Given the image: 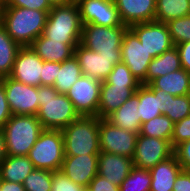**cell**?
I'll use <instances>...</instances> for the list:
<instances>
[{"label":"cell","mask_w":190,"mask_h":191,"mask_svg":"<svg viewBox=\"0 0 190 191\" xmlns=\"http://www.w3.org/2000/svg\"><path fill=\"white\" fill-rule=\"evenodd\" d=\"M49 11L24 7H4L0 23L21 47L30 46L43 34Z\"/></svg>","instance_id":"6da1fadb"},{"label":"cell","mask_w":190,"mask_h":191,"mask_svg":"<svg viewBox=\"0 0 190 191\" xmlns=\"http://www.w3.org/2000/svg\"><path fill=\"white\" fill-rule=\"evenodd\" d=\"M39 111L37 119L43 129L63 130L80 115L66 94L58 93L53 86L38 87Z\"/></svg>","instance_id":"7a4b0ae2"},{"label":"cell","mask_w":190,"mask_h":191,"mask_svg":"<svg viewBox=\"0 0 190 191\" xmlns=\"http://www.w3.org/2000/svg\"><path fill=\"white\" fill-rule=\"evenodd\" d=\"M99 120L97 116H79L61 130L65 156L100 154Z\"/></svg>","instance_id":"3957f363"},{"label":"cell","mask_w":190,"mask_h":191,"mask_svg":"<svg viewBox=\"0 0 190 191\" xmlns=\"http://www.w3.org/2000/svg\"><path fill=\"white\" fill-rule=\"evenodd\" d=\"M43 130L36 115H12L3 127L7 155L28 156Z\"/></svg>","instance_id":"277c9868"},{"label":"cell","mask_w":190,"mask_h":191,"mask_svg":"<svg viewBox=\"0 0 190 191\" xmlns=\"http://www.w3.org/2000/svg\"><path fill=\"white\" fill-rule=\"evenodd\" d=\"M83 24L77 4L52 6L49 11L43 35L68 45H78Z\"/></svg>","instance_id":"5b68a950"},{"label":"cell","mask_w":190,"mask_h":191,"mask_svg":"<svg viewBox=\"0 0 190 191\" xmlns=\"http://www.w3.org/2000/svg\"><path fill=\"white\" fill-rule=\"evenodd\" d=\"M64 156L62 131L52 129H44L40 133L28 154L34 168L53 172L61 169Z\"/></svg>","instance_id":"8992f818"},{"label":"cell","mask_w":190,"mask_h":191,"mask_svg":"<svg viewBox=\"0 0 190 191\" xmlns=\"http://www.w3.org/2000/svg\"><path fill=\"white\" fill-rule=\"evenodd\" d=\"M128 28L124 24L115 27L83 24L80 44L102 55L121 54L123 36Z\"/></svg>","instance_id":"52a82bcc"},{"label":"cell","mask_w":190,"mask_h":191,"mask_svg":"<svg viewBox=\"0 0 190 191\" xmlns=\"http://www.w3.org/2000/svg\"><path fill=\"white\" fill-rule=\"evenodd\" d=\"M12 115H37L39 111L38 87L17 82L10 77L0 79Z\"/></svg>","instance_id":"ba28073f"},{"label":"cell","mask_w":190,"mask_h":191,"mask_svg":"<svg viewBox=\"0 0 190 191\" xmlns=\"http://www.w3.org/2000/svg\"><path fill=\"white\" fill-rule=\"evenodd\" d=\"M137 133L118 128L106 118L99 120L100 151L133 158Z\"/></svg>","instance_id":"9c48e42d"},{"label":"cell","mask_w":190,"mask_h":191,"mask_svg":"<svg viewBox=\"0 0 190 191\" xmlns=\"http://www.w3.org/2000/svg\"><path fill=\"white\" fill-rule=\"evenodd\" d=\"M101 81L82 75L66 92L80 116H97Z\"/></svg>","instance_id":"30bf717a"},{"label":"cell","mask_w":190,"mask_h":191,"mask_svg":"<svg viewBox=\"0 0 190 191\" xmlns=\"http://www.w3.org/2000/svg\"><path fill=\"white\" fill-rule=\"evenodd\" d=\"M174 154V149L168 140L146 137L138 134L133 165L138 168L151 169Z\"/></svg>","instance_id":"8fae6325"},{"label":"cell","mask_w":190,"mask_h":191,"mask_svg":"<svg viewBox=\"0 0 190 191\" xmlns=\"http://www.w3.org/2000/svg\"><path fill=\"white\" fill-rule=\"evenodd\" d=\"M74 56L78 60L83 75L101 82L106 80L116 64L122 62L121 54L102 55L87 49L80 43L74 49Z\"/></svg>","instance_id":"7c38bea8"},{"label":"cell","mask_w":190,"mask_h":191,"mask_svg":"<svg viewBox=\"0 0 190 191\" xmlns=\"http://www.w3.org/2000/svg\"><path fill=\"white\" fill-rule=\"evenodd\" d=\"M129 28L153 58L174 47L166 23L157 21L137 23Z\"/></svg>","instance_id":"4fadbf2b"},{"label":"cell","mask_w":190,"mask_h":191,"mask_svg":"<svg viewBox=\"0 0 190 191\" xmlns=\"http://www.w3.org/2000/svg\"><path fill=\"white\" fill-rule=\"evenodd\" d=\"M121 55L122 63L126 64L131 74L142 82L146 78L148 65L153 60V57L130 28L124 33Z\"/></svg>","instance_id":"5bb4252c"},{"label":"cell","mask_w":190,"mask_h":191,"mask_svg":"<svg viewBox=\"0 0 190 191\" xmlns=\"http://www.w3.org/2000/svg\"><path fill=\"white\" fill-rule=\"evenodd\" d=\"M77 6L82 24L106 27L122 24L114 0H82Z\"/></svg>","instance_id":"9a60e30c"},{"label":"cell","mask_w":190,"mask_h":191,"mask_svg":"<svg viewBox=\"0 0 190 191\" xmlns=\"http://www.w3.org/2000/svg\"><path fill=\"white\" fill-rule=\"evenodd\" d=\"M43 60L30 46L21 47L9 75L13 80L26 85L41 86Z\"/></svg>","instance_id":"2e32d148"},{"label":"cell","mask_w":190,"mask_h":191,"mask_svg":"<svg viewBox=\"0 0 190 191\" xmlns=\"http://www.w3.org/2000/svg\"><path fill=\"white\" fill-rule=\"evenodd\" d=\"M98 157L99 154L64 156L60 171L75 184L87 188L98 174Z\"/></svg>","instance_id":"e0dca14e"},{"label":"cell","mask_w":190,"mask_h":191,"mask_svg":"<svg viewBox=\"0 0 190 191\" xmlns=\"http://www.w3.org/2000/svg\"><path fill=\"white\" fill-rule=\"evenodd\" d=\"M122 24L155 21L156 0H114Z\"/></svg>","instance_id":"ac0fdd59"},{"label":"cell","mask_w":190,"mask_h":191,"mask_svg":"<svg viewBox=\"0 0 190 191\" xmlns=\"http://www.w3.org/2000/svg\"><path fill=\"white\" fill-rule=\"evenodd\" d=\"M139 86L140 85H111L106 81H102L97 117L107 118L125 101L131 98Z\"/></svg>","instance_id":"d6986e66"},{"label":"cell","mask_w":190,"mask_h":191,"mask_svg":"<svg viewBox=\"0 0 190 191\" xmlns=\"http://www.w3.org/2000/svg\"><path fill=\"white\" fill-rule=\"evenodd\" d=\"M130 157L101 151L98 157V175L117 186L127 178L133 167Z\"/></svg>","instance_id":"ffe728a7"},{"label":"cell","mask_w":190,"mask_h":191,"mask_svg":"<svg viewBox=\"0 0 190 191\" xmlns=\"http://www.w3.org/2000/svg\"><path fill=\"white\" fill-rule=\"evenodd\" d=\"M175 154L149 169L152 177L150 191H173L178 174L182 171Z\"/></svg>","instance_id":"44dd1931"},{"label":"cell","mask_w":190,"mask_h":191,"mask_svg":"<svg viewBox=\"0 0 190 191\" xmlns=\"http://www.w3.org/2000/svg\"><path fill=\"white\" fill-rule=\"evenodd\" d=\"M77 45H68L45 37L43 34L33 41L30 47L43 60L59 62L70 59Z\"/></svg>","instance_id":"7402d4cb"},{"label":"cell","mask_w":190,"mask_h":191,"mask_svg":"<svg viewBox=\"0 0 190 191\" xmlns=\"http://www.w3.org/2000/svg\"><path fill=\"white\" fill-rule=\"evenodd\" d=\"M139 97L134 93L116 111L106 119L118 128L139 134L141 121L139 116Z\"/></svg>","instance_id":"603a6c76"},{"label":"cell","mask_w":190,"mask_h":191,"mask_svg":"<svg viewBox=\"0 0 190 191\" xmlns=\"http://www.w3.org/2000/svg\"><path fill=\"white\" fill-rule=\"evenodd\" d=\"M147 86L150 89H161L173 96H183L190 91V73L181 68L152 80Z\"/></svg>","instance_id":"cb8c5ba5"},{"label":"cell","mask_w":190,"mask_h":191,"mask_svg":"<svg viewBox=\"0 0 190 191\" xmlns=\"http://www.w3.org/2000/svg\"><path fill=\"white\" fill-rule=\"evenodd\" d=\"M181 68L180 55L176 46H174L170 50L153 58L148 65L146 78L141 82V84L147 85L155 78L164 76Z\"/></svg>","instance_id":"d4e9b609"},{"label":"cell","mask_w":190,"mask_h":191,"mask_svg":"<svg viewBox=\"0 0 190 191\" xmlns=\"http://www.w3.org/2000/svg\"><path fill=\"white\" fill-rule=\"evenodd\" d=\"M34 170L33 163L28 156H9L0 163L1 180L23 183Z\"/></svg>","instance_id":"484cf974"},{"label":"cell","mask_w":190,"mask_h":191,"mask_svg":"<svg viewBox=\"0 0 190 191\" xmlns=\"http://www.w3.org/2000/svg\"><path fill=\"white\" fill-rule=\"evenodd\" d=\"M135 94L139 97L138 109L141 124L162 115L158 108L159 89H150L147 85L141 84Z\"/></svg>","instance_id":"4316f807"},{"label":"cell","mask_w":190,"mask_h":191,"mask_svg":"<svg viewBox=\"0 0 190 191\" xmlns=\"http://www.w3.org/2000/svg\"><path fill=\"white\" fill-rule=\"evenodd\" d=\"M190 15V0H156L155 21L167 23Z\"/></svg>","instance_id":"83f0119b"},{"label":"cell","mask_w":190,"mask_h":191,"mask_svg":"<svg viewBox=\"0 0 190 191\" xmlns=\"http://www.w3.org/2000/svg\"><path fill=\"white\" fill-rule=\"evenodd\" d=\"M20 48L0 23V79L9 77Z\"/></svg>","instance_id":"f1b7e54d"},{"label":"cell","mask_w":190,"mask_h":191,"mask_svg":"<svg viewBox=\"0 0 190 191\" xmlns=\"http://www.w3.org/2000/svg\"><path fill=\"white\" fill-rule=\"evenodd\" d=\"M81 67L77 58L73 55L61 63L53 87L58 93L66 94L71 86L82 76Z\"/></svg>","instance_id":"f546056e"},{"label":"cell","mask_w":190,"mask_h":191,"mask_svg":"<svg viewBox=\"0 0 190 191\" xmlns=\"http://www.w3.org/2000/svg\"><path fill=\"white\" fill-rule=\"evenodd\" d=\"M174 122L166 115H159L141 124L139 134L146 137L161 138L171 143Z\"/></svg>","instance_id":"4dcf8cb0"},{"label":"cell","mask_w":190,"mask_h":191,"mask_svg":"<svg viewBox=\"0 0 190 191\" xmlns=\"http://www.w3.org/2000/svg\"><path fill=\"white\" fill-rule=\"evenodd\" d=\"M152 177L149 169L133 166L130 174L120 184V191H150Z\"/></svg>","instance_id":"1f68e13d"},{"label":"cell","mask_w":190,"mask_h":191,"mask_svg":"<svg viewBox=\"0 0 190 191\" xmlns=\"http://www.w3.org/2000/svg\"><path fill=\"white\" fill-rule=\"evenodd\" d=\"M52 179L53 171L34 168L22 185L26 191H51Z\"/></svg>","instance_id":"d6a6232c"},{"label":"cell","mask_w":190,"mask_h":191,"mask_svg":"<svg viewBox=\"0 0 190 191\" xmlns=\"http://www.w3.org/2000/svg\"><path fill=\"white\" fill-rule=\"evenodd\" d=\"M174 123L179 122L190 115V96H173L168 93V104L166 113Z\"/></svg>","instance_id":"836d02e7"},{"label":"cell","mask_w":190,"mask_h":191,"mask_svg":"<svg viewBox=\"0 0 190 191\" xmlns=\"http://www.w3.org/2000/svg\"><path fill=\"white\" fill-rule=\"evenodd\" d=\"M167 27L174 46L190 41V15L168 21Z\"/></svg>","instance_id":"e575fe53"},{"label":"cell","mask_w":190,"mask_h":191,"mask_svg":"<svg viewBox=\"0 0 190 191\" xmlns=\"http://www.w3.org/2000/svg\"><path fill=\"white\" fill-rule=\"evenodd\" d=\"M105 81L111 85H141V82L131 74L127 65L122 62L113 67Z\"/></svg>","instance_id":"d590c367"},{"label":"cell","mask_w":190,"mask_h":191,"mask_svg":"<svg viewBox=\"0 0 190 191\" xmlns=\"http://www.w3.org/2000/svg\"><path fill=\"white\" fill-rule=\"evenodd\" d=\"M190 140V115L174 123L171 146L175 149L179 144Z\"/></svg>","instance_id":"8d00e7d4"},{"label":"cell","mask_w":190,"mask_h":191,"mask_svg":"<svg viewBox=\"0 0 190 191\" xmlns=\"http://www.w3.org/2000/svg\"><path fill=\"white\" fill-rule=\"evenodd\" d=\"M81 185L72 182L62 171H54L51 191H85Z\"/></svg>","instance_id":"74e56055"},{"label":"cell","mask_w":190,"mask_h":191,"mask_svg":"<svg viewBox=\"0 0 190 191\" xmlns=\"http://www.w3.org/2000/svg\"><path fill=\"white\" fill-rule=\"evenodd\" d=\"M4 7H24L39 11H50L52 9L48 0H9Z\"/></svg>","instance_id":"f35d334b"},{"label":"cell","mask_w":190,"mask_h":191,"mask_svg":"<svg viewBox=\"0 0 190 191\" xmlns=\"http://www.w3.org/2000/svg\"><path fill=\"white\" fill-rule=\"evenodd\" d=\"M60 67L59 62L43 61L42 75H40L41 85L53 86Z\"/></svg>","instance_id":"ab89813d"},{"label":"cell","mask_w":190,"mask_h":191,"mask_svg":"<svg viewBox=\"0 0 190 191\" xmlns=\"http://www.w3.org/2000/svg\"><path fill=\"white\" fill-rule=\"evenodd\" d=\"M87 191H120L119 186L106 178L96 175L86 188Z\"/></svg>","instance_id":"60d3db41"},{"label":"cell","mask_w":190,"mask_h":191,"mask_svg":"<svg viewBox=\"0 0 190 191\" xmlns=\"http://www.w3.org/2000/svg\"><path fill=\"white\" fill-rule=\"evenodd\" d=\"M179 164L183 170L190 171V140L182 142L174 149Z\"/></svg>","instance_id":"b9f144b4"},{"label":"cell","mask_w":190,"mask_h":191,"mask_svg":"<svg viewBox=\"0 0 190 191\" xmlns=\"http://www.w3.org/2000/svg\"><path fill=\"white\" fill-rule=\"evenodd\" d=\"M12 116L6 99L3 83L0 81V129H3L6 121Z\"/></svg>","instance_id":"7bdbcfd3"},{"label":"cell","mask_w":190,"mask_h":191,"mask_svg":"<svg viewBox=\"0 0 190 191\" xmlns=\"http://www.w3.org/2000/svg\"><path fill=\"white\" fill-rule=\"evenodd\" d=\"M175 46L180 55L182 68L190 73V41L179 43Z\"/></svg>","instance_id":"ee69618b"},{"label":"cell","mask_w":190,"mask_h":191,"mask_svg":"<svg viewBox=\"0 0 190 191\" xmlns=\"http://www.w3.org/2000/svg\"><path fill=\"white\" fill-rule=\"evenodd\" d=\"M173 191H190V171L182 170L178 174Z\"/></svg>","instance_id":"f6af8a7d"},{"label":"cell","mask_w":190,"mask_h":191,"mask_svg":"<svg viewBox=\"0 0 190 191\" xmlns=\"http://www.w3.org/2000/svg\"><path fill=\"white\" fill-rule=\"evenodd\" d=\"M0 191H26L21 183L0 181Z\"/></svg>","instance_id":"bcb514c9"},{"label":"cell","mask_w":190,"mask_h":191,"mask_svg":"<svg viewBox=\"0 0 190 191\" xmlns=\"http://www.w3.org/2000/svg\"><path fill=\"white\" fill-rule=\"evenodd\" d=\"M168 104V93H166L164 90L159 89V110L164 115L166 113Z\"/></svg>","instance_id":"7dc6e473"},{"label":"cell","mask_w":190,"mask_h":191,"mask_svg":"<svg viewBox=\"0 0 190 191\" xmlns=\"http://www.w3.org/2000/svg\"><path fill=\"white\" fill-rule=\"evenodd\" d=\"M6 144L3 129H0V163L6 158Z\"/></svg>","instance_id":"c3c4849f"},{"label":"cell","mask_w":190,"mask_h":191,"mask_svg":"<svg viewBox=\"0 0 190 191\" xmlns=\"http://www.w3.org/2000/svg\"><path fill=\"white\" fill-rule=\"evenodd\" d=\"M51 6H60L70 4V0H48Z\"/></svg>","instance_id":"681fc988"},{"label":"cell","mask_w":190,"mask_h":191,"mask_svg":"<svg viewBox=\"0 0 190 191\" xmlns=\"http://www.w3.org/2000/svg\"><path fill=\"white\" fill-rule=\"evenodd\" d=\"M80 1H82V0H70V4L72 3V4H78Z\"/></svg>","instance_id":"f907efd6"},{"label":"cell","mask_w":190,"mask_h":191,"mask_svg":"<svg viewBox=\"0 0 190 191\" xmlns=\"http://www.w3.org/2000/svg\"><path fill=\"white\" fill-rule=\"evenodd\" d=\"M9 0H0V3L5 6L8 3Z\"/></svg>","instance_id":"816d5d0a"},{"label":"cell","mask_w":190,"mask_h":191,"mask_svg":"<svg viewBox=\"0 0 190 191\" xmlns=\"http://www.w3.org/2000/svg\"><path fill=\"white\" fill-rule=\"evenodd\" d=\"M3 8H4V6L0 3V16H1Z\"/></svg>","instance_id":"f5cc1de1"}]
</instances>
